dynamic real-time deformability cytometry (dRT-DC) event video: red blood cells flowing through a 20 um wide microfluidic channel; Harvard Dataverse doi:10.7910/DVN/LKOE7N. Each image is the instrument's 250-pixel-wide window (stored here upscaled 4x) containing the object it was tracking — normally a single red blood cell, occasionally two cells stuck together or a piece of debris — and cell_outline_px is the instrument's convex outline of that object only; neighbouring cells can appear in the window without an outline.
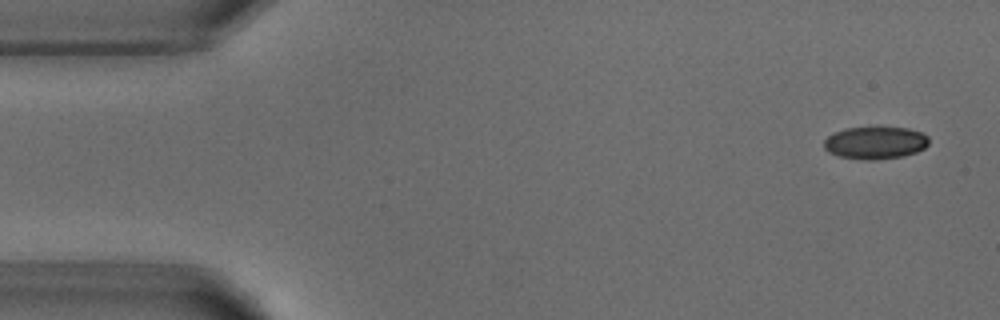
{"species": "common noctule bat (a hibernating species)", "species_latin": "Nyctalus noctula", "temperature_condition": "warm", "stored_images_in_passage": 2, "camera_frame_rate_fps": 3000, "um_per_image_px": 0.085, "animal": {"sex": "male", "body_mass_g": 18.8}, "frame": {"image": 1, "passage_image": 1, "time_ms": 0.0, "image_size_px": [1000, 320], "cell_outline_px": [[928, 144], [924, 148], [916, 152], [900, 156], [872, 160], [864, 160], [840, 156], [828, 152], [824, 148], [824, 140], [828, 136], [844, 128], [876, 124], [880, 124], [908, 128], [920, 132], [928, 136]], "centroid_in_image_um": [74.39, 12.07], "position_along_channel_um": 10.6, "area_um2": 20.52}}